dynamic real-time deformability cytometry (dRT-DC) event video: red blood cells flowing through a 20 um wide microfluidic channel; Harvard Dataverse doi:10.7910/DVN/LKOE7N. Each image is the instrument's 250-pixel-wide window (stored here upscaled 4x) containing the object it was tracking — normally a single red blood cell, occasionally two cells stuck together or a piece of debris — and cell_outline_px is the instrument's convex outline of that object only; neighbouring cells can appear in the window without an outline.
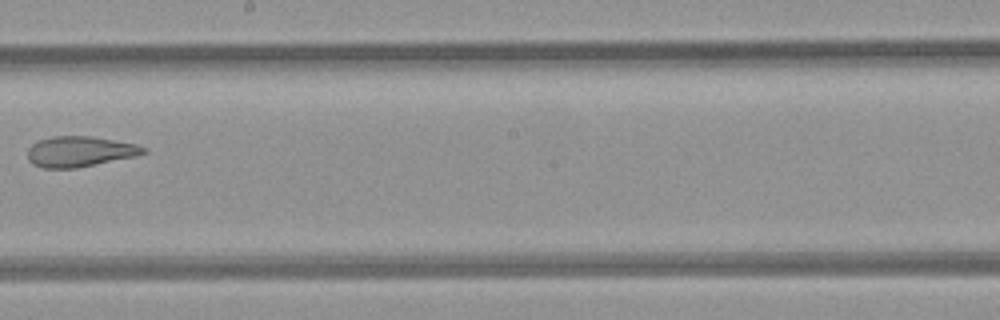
{"species": "common noctule bat (a hibernating species)", "species_latin": "Nyctalus noctula", "temperature_condition": "room temperature", "stored_images_in_passage": 9, "camera_frame_rate_fps": 3000, "um_per_image_px": 0.085, "animal": {"sex": "female", "body_mass_g": 21.9}, "frame": {"image": 1, "passage_image": 8, "time_ms": 8.333, "image_size_px": [1000, 320], "cell_outline_px": [[148, 152], [132, 156], [76, 168], [44, 168], [32, 164], [28, 160], [28, 148], [32, 144], [40, 140], [52, 136], [92, 136], [136, 144], [148, 148]], "centroid_in_image_um": [6.75, 12.87], "position_along_channel_um": 241.4, "area_um2": 20.4}}
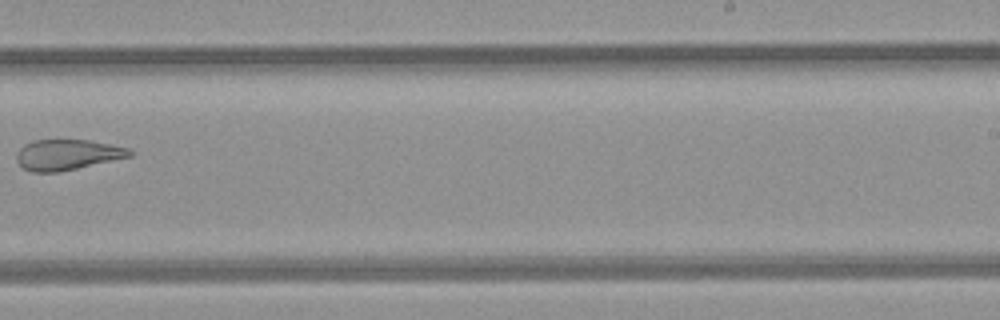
{"frame": {"image": 2, "passage_image": 9, "time_ms": 9.333, "image_size_px": [1000, 320], "cell_outline_px": [[136, 152], [132, 156], [76, 168], [56, 172], [32, 172], [24, 168], [16, 160], [16, 152], [24, 144], [32, 140], [88, 140], [128, 148]], "centroid_in_image_um": [5.7, 13.14], "position_along_channel_um": 283.3, "area_um2": 20.0}}